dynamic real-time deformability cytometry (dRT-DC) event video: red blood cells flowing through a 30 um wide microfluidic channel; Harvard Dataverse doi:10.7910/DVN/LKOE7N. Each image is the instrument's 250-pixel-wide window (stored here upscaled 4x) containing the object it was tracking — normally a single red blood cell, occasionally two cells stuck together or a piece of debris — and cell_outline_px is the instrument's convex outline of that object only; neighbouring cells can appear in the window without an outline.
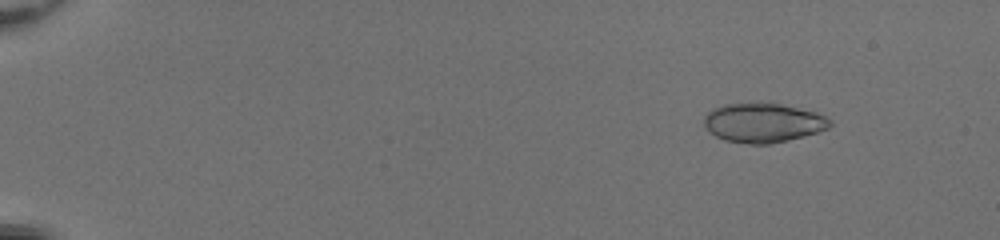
{"species": "common noctule bat (a hibernating species)", "species_latin": "Nyctalus noctula", "temperature_condition": "room temperature", "stored_images_in_passage": 53, "segment_of_instrument_passage": [1, 2], "camera_frame_rate_fps": 3000, "um_per_image_px": 0.085, "animal": {"sex": "female", "body_mass_g": 20.0, "forearm_length_mm": 54.0}, "frame": {"image": 1, "passage_image": 7, "time_ms": 2.0, "image_size_px": [1000, 240], "cell_outline_px": [[832, 124], [828, 128], [804, 136], [788, 140], [768, 144], [752, 144], [724, 140], [716, 136], [704, 124], [704, 116], [712, 108], [724, 104], [780, 104], [816, 112], [832, 120]], "centroid_in_image_um": [64.87, 10.44], "position_along_channel_um": 20.1, "area_um2": 28.38}}
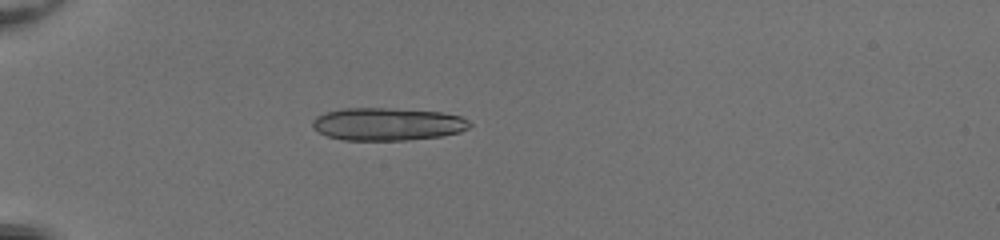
{"frame": {"image": 2, "passage_image": 18, "time_ms": 5.667, "image_size_px": [1000, 240], "cell_outline_px": [[472, 124], [468, 128], [460, 132], [440, 136], [408, 140], [344, 140], [328, 136], [312, 128], [312, 120], [316, 116], [324, 112], [344, 108], [392, 108], [440, 112], [460, 116], [468, 120]], "centroid_in_image_um": [32.92, 10.54], "position_along_channel_um": 52.1, "area_um2": 30.06}}